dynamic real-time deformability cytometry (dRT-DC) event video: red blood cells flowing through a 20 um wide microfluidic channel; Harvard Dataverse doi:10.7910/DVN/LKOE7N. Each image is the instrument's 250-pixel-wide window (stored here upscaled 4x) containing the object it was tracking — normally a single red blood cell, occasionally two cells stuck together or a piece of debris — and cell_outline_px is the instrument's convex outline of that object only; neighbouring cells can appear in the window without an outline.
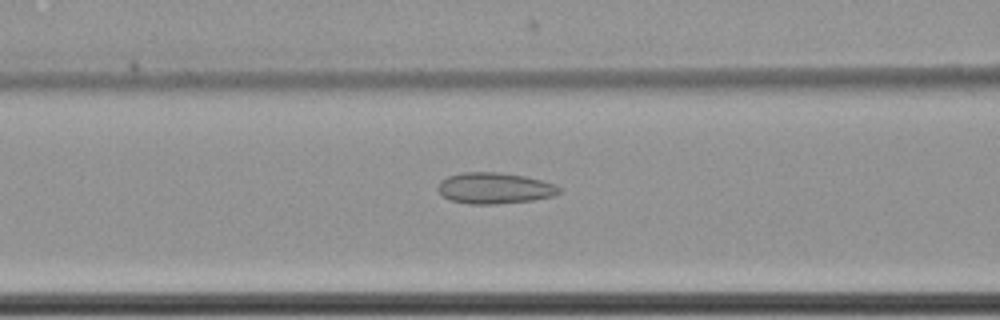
{"species": "common noctule bat (a hibernating species)", "species_latin": "Nyctalus noctula", "temperature_condition": "cold", "stored_images_in_passage": 56, "camera_frame_rate_fps": 3000, "um_per_image_px": 0.085, "animal": {"sex": "female", "body_mass_g": 22.7, "forearm_length_mm": 54.2}, "frame": {"image": 1, "passage_image": 22, "time_ms": 7.0, "image_size_px": [1000, 320], "cell_outline_px": [[560, 192], [552, 196], [532, 200], [496, 204], [468, 204], [452, 200], [444, 196], [436, 188], [440, 180], [448, 176], [460, 172], [500, 172], [524, 176], [556, 184], [560, 188]], "centroid_in_image_um": [42.01, 15.98], "position_along_channel_um": 124.6, "area_um2": 21.96}}
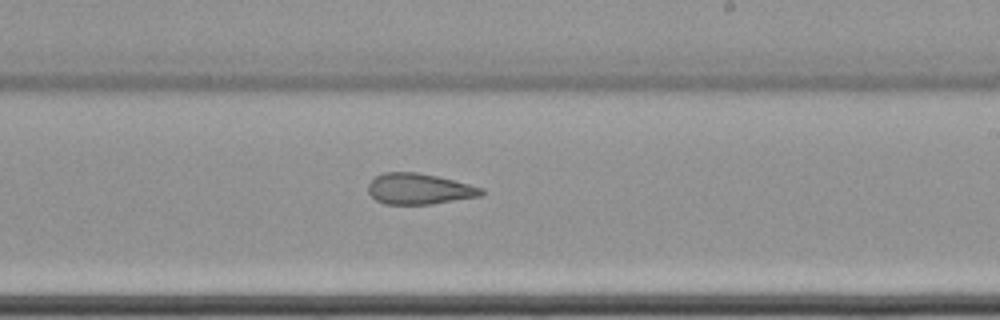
{"frame": {"image": 2, "passage_image": 33, "time_ms": 10.667, "image_size_px": [1000, 320], "cell_outline_px": [[484, 192], [480, 196], [432, 204], [384, 204], [376, 200], [368, 192], [368, 184], [376, 176], [384, 172], [416, 172], [436, 176], [484, 188]], "centroid_in_image_um": [35.61, 16.06], "position_along_channel_um": 253.4, "area_um2": 20.23}}
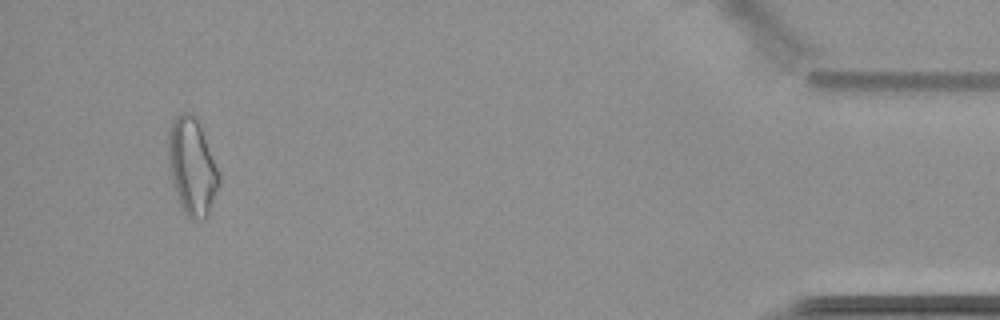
{"frame": {"image": 3, "passage_image": 53, "time_ms": 17.333, "image_size_px": [1000, 320], "cell_outline_px": [[220, 184], [208, 216], [200, 220], [192, 220], [184, 212], [180, 204], [176, 192], [168, 164], [168, 128], [176, 116], [180, 112], [188, 112], [196, 116], [200, 120], [220, 172]], "centroid_in_image_um": [16.36, 14.11], "position_along_channel_um": 418.8, "area_um2": 29.25}}